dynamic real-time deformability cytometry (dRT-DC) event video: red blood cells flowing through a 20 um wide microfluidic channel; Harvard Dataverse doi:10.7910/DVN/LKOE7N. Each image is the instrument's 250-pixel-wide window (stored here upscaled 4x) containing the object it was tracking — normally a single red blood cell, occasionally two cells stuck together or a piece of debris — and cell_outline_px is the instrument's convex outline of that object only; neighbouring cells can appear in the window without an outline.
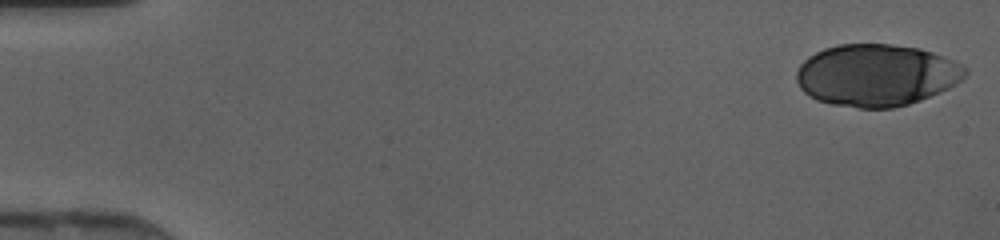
{"species": "human", "species_latin": "Homo sapiens", "temperature_condition": "cold", "stored_images_in_passage": 12, "camera_frame_rate_fps": 3000, "um_per_image_px": 0.085, "donor": {"sex": "female"}, "frame": {"image": 1, "passage_image": 1, "time_ms": 0.0, "image_size_px": [1000, 240], "cell_outline_px": [[968, 72], [956, 84], [940, 92], [920, 100], [908, 104], [892, 108], [860, 108], [832, 104], [816, 100], [808, 96], [800, 88], [796, 80], [796, 72], [800, 64], [808, 56], [824, 48], [836, 44], [888, 44], [920, 48], [956, 60], [968, 68]], "centroid_in_image_um": [74.49, 6.38], "position_along_channel_um": 10.5, "area_um2": 61.33}}